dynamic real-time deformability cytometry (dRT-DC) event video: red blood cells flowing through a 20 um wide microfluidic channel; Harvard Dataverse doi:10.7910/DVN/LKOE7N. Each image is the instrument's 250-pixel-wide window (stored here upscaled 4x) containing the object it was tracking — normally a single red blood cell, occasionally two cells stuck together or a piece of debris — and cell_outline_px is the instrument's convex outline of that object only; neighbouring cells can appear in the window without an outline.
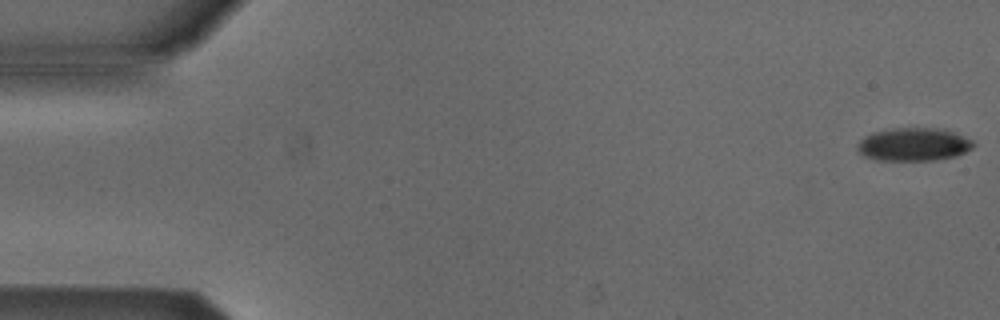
{"species": "Egyptian fruit bat (a non-hibernating species)", "species_latin": "Rousettus aegyptiacus", "temperature_condition": "cold", "stored_images_in_passage": 5, "camera_frame_rate_fps": 3000, "um_per_image_px": 0.085, "animal": {"sex": "male"}, "frame": {"image": 1, "passage_image": 1, "time_ms": 0.0, "image_size_px": [1000, 320], "cell_outline_px": [[976, 144], [972, 148], [956, 156], [932, 160], [876, 160], [864, 156], [856, 148], [856, 144], [864, 136], [872, 132], [892, 128], [944, 128], [956, 132], [972, 140]], "centroid_in_image_um": [77.66, 12.26], "position_along_channel_um": 7.3, "area_um2": 22.6}}
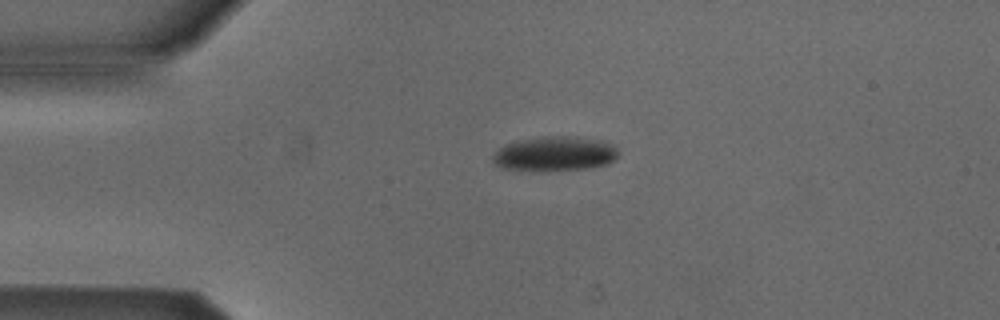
{"frame": {"image": 2, "passage_image": 4, "time_ms": 1.0, "image_size_px": [1000, 320], "cell_outline_px": [[616, 156], [608, 164], [584, 168], [540, 172], [504, 168], [492, 164], [492, 156], [504, 144], [520, 140], [540, 136], [576, 136], [600, 140], [616, 148]], "centroid_in_image_um": [47.08, 13.08], "position_along_channel_um": 37.9, "area_um2": 25.37}}